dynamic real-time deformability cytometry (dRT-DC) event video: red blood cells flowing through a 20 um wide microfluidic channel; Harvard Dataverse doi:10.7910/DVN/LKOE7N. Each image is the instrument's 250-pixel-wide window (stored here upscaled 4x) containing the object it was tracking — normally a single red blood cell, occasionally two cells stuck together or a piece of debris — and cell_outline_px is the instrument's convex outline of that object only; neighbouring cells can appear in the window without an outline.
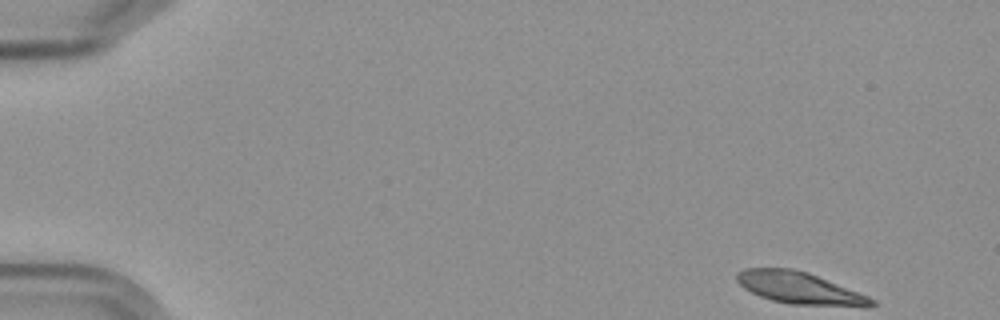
{"species": "Egyptian fruit bat (a non-hibernating species)", "species_latin": "Rousettus aegyptiacus", "temperature_condition": "cold", "stored_images_in_passage": 55, "camera_frame_rate_fps": 3000, "um_per_image_px": 0.085, "frame": {"image": 1, "passage_image": 1, "time_ms": 0.0, "image_size_px": [1000, 320], "cell_outline_px": [[876, 304], [788, 304], [772, 300], [760, 296], [744, 288], [736, 280], [736, 272], [744, 268], [792, 268], [808, 272], [868, 296], [876, 300]], "centroid_in_image_um": [67.81, 24.43], "position_along_channel_um": 17.2, "area_um2": 24.1}}
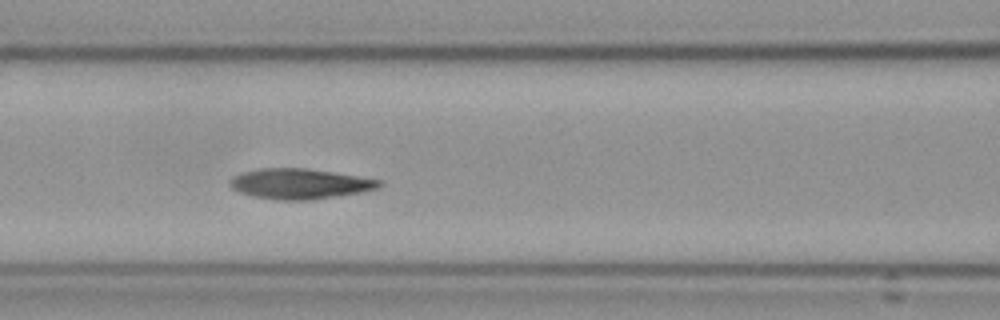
{"frame": {"image": 2, "passage_image": 22, "time_ms": 7.0, "image_size_px": [1000, 320], "cell_outline_px": [[384, 184], [380, 188], [360, 192], [312, 200], [280, 200], [256, 196], [240, 192], [232, 188], [228, 184], [228, 180], [232, 176], [244, 172], [260, 168], [308, 168], [380, 180]], "centroid_in_image_um": [25.47, 15.62], "position_along_channel_um": 141.1, "area_um2": 26.24}}
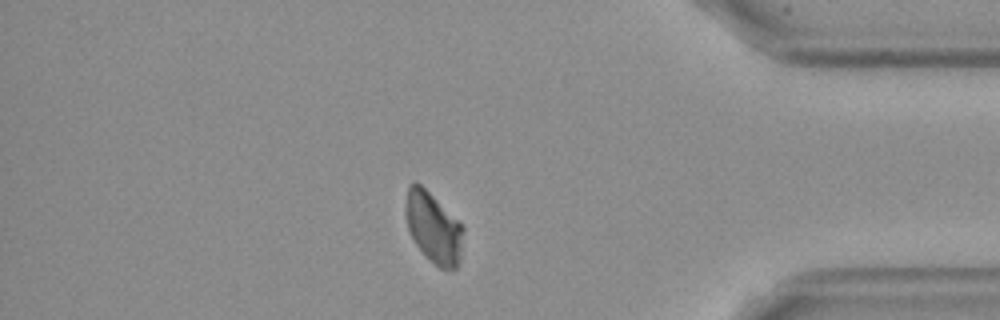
{"frame": {"image": 3, "passage_image": 46, "time_ms": 15.0, "image_size_px": [1000, 320], "cell_outline_px": [[464, 232], [460, 260], [456, 268], [440, 268], [416, 244], [408, 228], [404, 208], [408, 184], [420, 184], [464, 228]], "centroid_in_image_um": [36.83, 19.35], "position_along_channel_um": 398.4, "area_um2": 22.95}}